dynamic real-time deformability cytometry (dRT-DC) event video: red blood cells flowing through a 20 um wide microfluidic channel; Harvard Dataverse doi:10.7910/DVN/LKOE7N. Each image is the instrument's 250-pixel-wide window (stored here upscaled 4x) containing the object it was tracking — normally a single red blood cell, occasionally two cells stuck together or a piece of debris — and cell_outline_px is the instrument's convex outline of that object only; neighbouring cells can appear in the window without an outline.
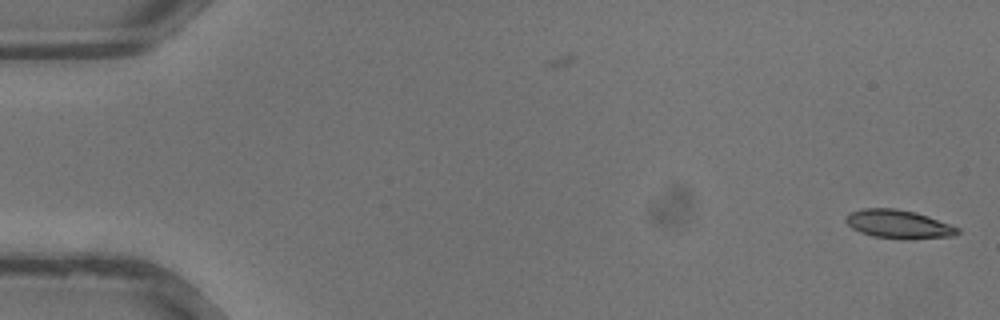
{"species": "common noctule bat (a hibernating species)", "species_latin": "Nyctalus noctula", "temperature_condition": "warm", "stored_images_in_passage": 4, "camera_frame_rate_fps": 3000, "um_per_image_px": 0.085, "animal": {"sex": "male", "body_mass_g": 13.3}, "frame": {"image": 1, "passage_image": 4, "time_ms": 1.0, "image_size_px": [1000, 320], "cell_outline_px": [[960, 232], [952, 236], [908, 240], [900, 240], [872, 236], [860, 232], [852, 228], [844, 220], [844, 216], [848, 212], [864, 208], [896, 208], [916, 212], [928, 216], [960, 228]], "centroid_in_image_um": [76.35, 19.06], "position_along_channel_um": 8.7, "area_um2": 18.96}}